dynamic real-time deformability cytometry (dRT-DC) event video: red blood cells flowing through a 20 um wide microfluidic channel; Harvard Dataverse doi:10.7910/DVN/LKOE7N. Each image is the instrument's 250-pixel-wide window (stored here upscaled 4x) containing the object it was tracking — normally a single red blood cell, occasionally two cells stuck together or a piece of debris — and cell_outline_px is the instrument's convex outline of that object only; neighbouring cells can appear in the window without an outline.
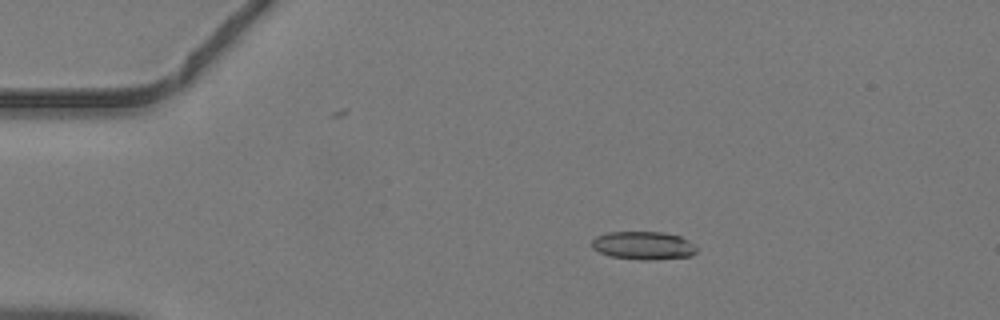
{"species": "common noctule bat (a hibernating species)", "species_latin": "Nyctalus noctula", "temperature_condition": "warm", "stored_images_in_passage": 42, "camera_frame_rate_fps": 3000, "um_per_image_px": 0.085, "animal": {"sex": "male", "body_mass_g": 19.2, "forearm_length_mm": 51.8}, "frame": {"image": 1, "passage_image": 4, "time_ms": 1.0, "image_size_px": [1000, 320], "cell_outline_px": [[696, 252], [692, 256], [652, 260], [640, 260], [608, 256], [592, 248], [592, 240], [596, 236], [608, 232], [660, 232], [680, 236], [696, 244]], "centroid_in_image_um": [54.7, 20.87], "position_along_channel_um": 30.3, "area_um2": 17.34}}
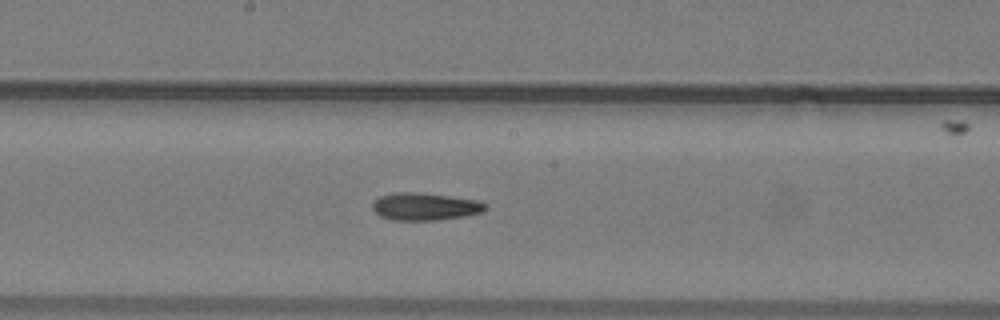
{"frame": {"image": 2, "passage_image": 20, "time_ms": 6.333, "image_size_px": [1000, 320], "cell_outline_px": [[488, 208], [484, 212], [464, 216], [436, 220], [392, 220], [380, 216], [372, 208], [372, 204], [380, 196], [396, 192], [420, 192], [476, 200], [488, 204]], "centroid_in_image_um": [36.15, 17.56], "position_along_channel_um": 212.1, "area_um2": 18.09}}
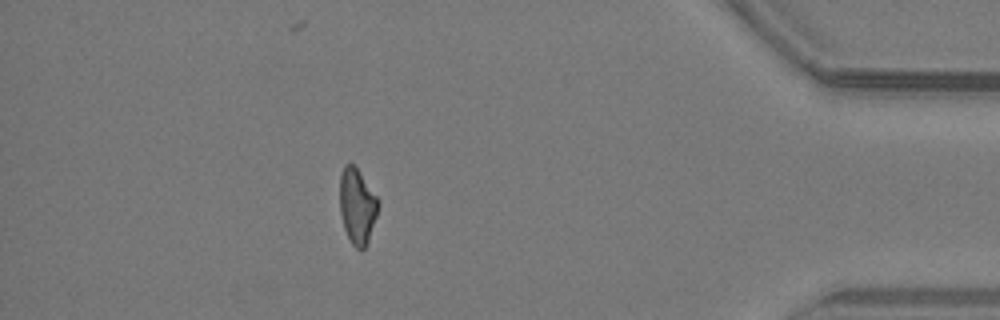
{"frame": {"image": 3, "passage_image": 36, "time_ms": 11.667, "image_size_px": [1000, 320], "cell_outline_px": [[380, 204], [368, 240], [364, 248], [360, 252], [352, 244], [344, 228], [340, 212], [340, 172], [344, 164], [352, 164], [356, 168], [380, 200]], "centroid_in_image_um": [30.36, 17.52], "position_along_channel_um": 404.8, "area_um2": 16.82}}